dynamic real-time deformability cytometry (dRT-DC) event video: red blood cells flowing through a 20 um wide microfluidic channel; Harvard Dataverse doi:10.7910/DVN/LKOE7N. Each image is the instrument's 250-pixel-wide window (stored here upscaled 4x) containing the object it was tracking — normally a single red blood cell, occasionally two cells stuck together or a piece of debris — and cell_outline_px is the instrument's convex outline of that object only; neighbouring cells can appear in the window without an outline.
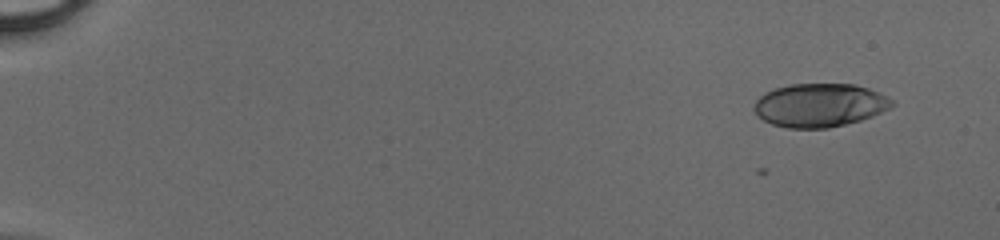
{"species": "human", "species_latin": "Homo sapiens", "temperature_condition": "cold", "stored_images_in_passage": 47, "camera_frame_rate_fps": 3000, "um_per_image_px": 0.085, "donor": {"sex": "male"}, "frame": {"image": 1, "passage_image": 1, "time_ms": 0.0, "image_size_px": [1000, 240], "cell_outline_px": [[896, 104], [892, 108], [872, 116], [860, 120], [828, 128], [788, 128], [772, 124], [756, 116], [752, 108], [756, 100], [764, 92], [776, 88], [792, 84], [856, 84], [880, 92], [896, 100]], "centroid_in_image_um": [69.7, 8.93], "position_along_channel_um": 15.3, "area_um2": 35.32}}
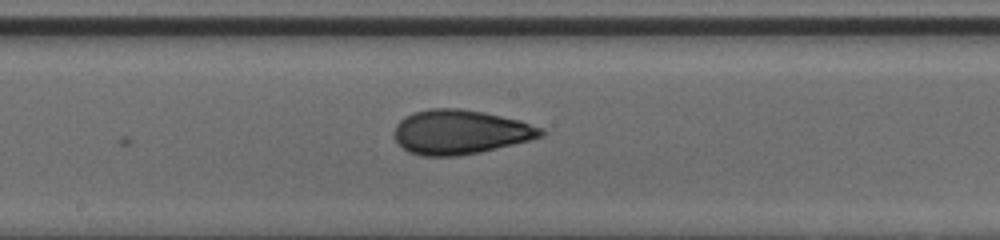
{"frame": {"image": 2, "passage_image": 26, "time_ms": 8.333, "image_size_px": [1000, 240], "cell_outline_px": [[548, 132], [544, 136], [532, 140], [480, 152], [456, 156], [420, 156], [408, 152], [396, 140], [392, 132], [396, 124], [404, 116], [412, 112], [428, 108], [460, 108], [484, 112], [520, 120], [544, 128]], "centroid_in_image_um": [39.14, 11.21], "position_along_channel_um": 209.1, "area_um2": 38.49}}
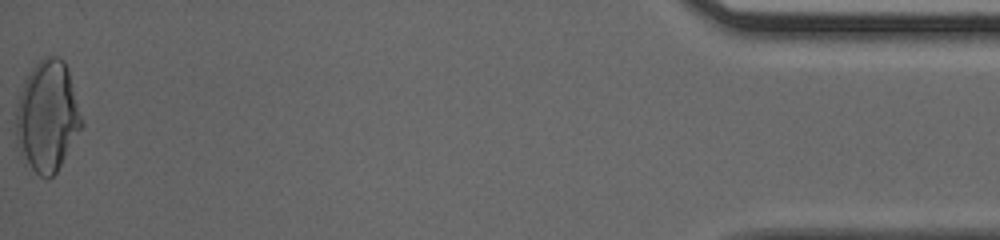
{"frame": {"image": 3, "passage_image": 47, "time_ms": 15.333, "image_size_px": [1000, 240], "cell_outline_px": [[84, 124], [56, 172], [48, 180], [40, 176], [24, 164], [16, 140], [16, 108], [24, 76], [44, 56], [60, 56], [64, 60], [68, 68], [84, 120]], "centroid_in_image_um": [4.02, 9.87], "position_along_channel_um": 431.2, "area_um2": 43.12}}